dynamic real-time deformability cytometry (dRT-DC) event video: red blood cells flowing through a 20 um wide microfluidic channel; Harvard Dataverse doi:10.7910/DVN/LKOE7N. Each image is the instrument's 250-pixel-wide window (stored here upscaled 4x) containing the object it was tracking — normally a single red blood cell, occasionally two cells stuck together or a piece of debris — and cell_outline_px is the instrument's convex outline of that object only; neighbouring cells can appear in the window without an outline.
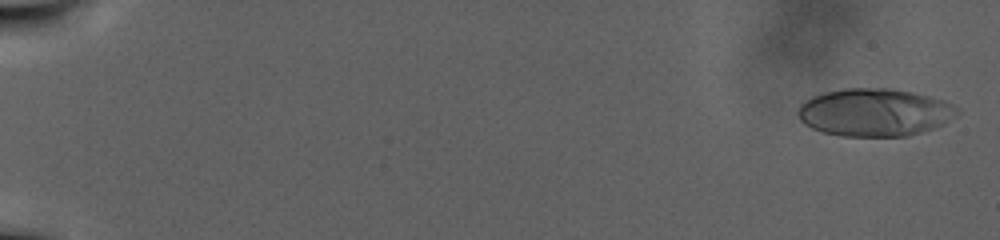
{"species": "human", "species_latin": "Homo sapiens", "temperature_condition": "warm", "stored_images_in_passage": 108, "camera_frame_rate_fps": 3000, "um_per_image_px": 0.085, "donor": {"sex": "male"}, "frame": {"image": 1, "passage_image": 3, "time_ms": 0.667, "image_size_px": [1000, 240], "cell_outline_px": [[960, 112], [956, 116], [944, 124], [908, 136], [840, 136], [824, 132], [812, 128], [804, 124], [800, 120], [796, 112], [800, 104], [804, 100], [812, 96], [824, 92], [844, 88], [888, 88], [912, 92], [944, 100], [960, 108]], "centroid_in_image_um": [74.33, 9.55], "position_along_channel_um": 10.7, "area_um2": 44.56}}
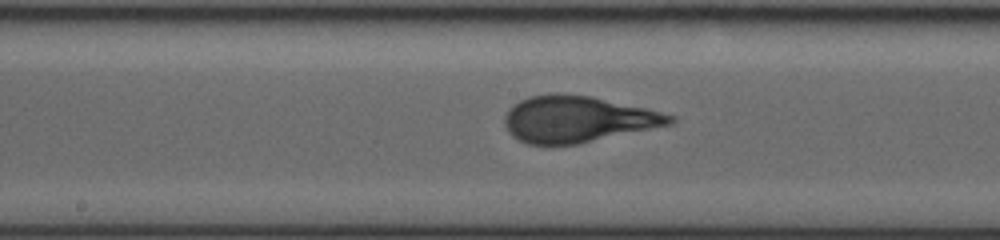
{"frame": {"image": 2, "passage_image": 61, "time_ms": 20.0, "image_size_px": [1000, 240], "cell_outline_px": [[676, 120], [672, 124], [576, 144], [552, 148], [528, 144], [512, 136], [508, 132], [504, 124], [504, 116], [508, 108], [512, 104], [528, 96], [552, 92], [556, 92], [592, 96], [648, 108], [676, 116]], "centroid_in_image_um": [49.03, 10.13], "position_along_channel_um": 199.2, "area_um2": 45.66}}
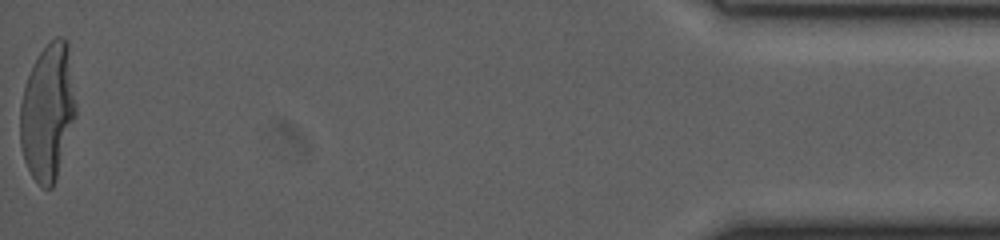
{"frame": {"image": 3, "passage_image": 108, "time_ms": 35.667, "image_size_px": [1000, 240], "cell_outline_px": [[76, 116], [56, 180], [52, 188], [44, 188], [32, 176], [24, 160], [20, 144], [20, 104], [24, 88], [28, 76], [40, 52], [56, 36], [60, 36], [68, 40], [76, 104]], "centroid_in_image_um": [4.07, 9.52], "position_along_channel_um": 431.1, "area_um2": 44.27}}